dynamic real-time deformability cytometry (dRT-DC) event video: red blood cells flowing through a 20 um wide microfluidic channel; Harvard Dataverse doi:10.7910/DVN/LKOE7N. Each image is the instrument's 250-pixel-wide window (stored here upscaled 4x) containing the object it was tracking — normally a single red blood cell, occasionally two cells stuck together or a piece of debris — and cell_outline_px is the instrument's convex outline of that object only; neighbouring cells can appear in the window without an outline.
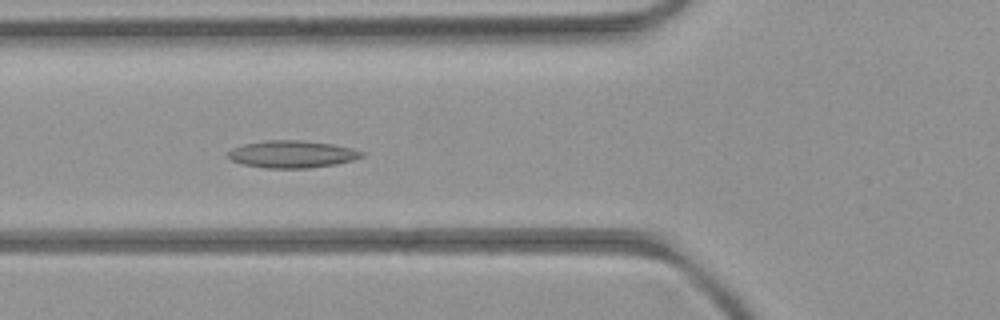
{"species": "common noctule bat (a hibernating species)", "species_latin": "Nyctalus noctula", "temperature_condition": "room temperature", "stored_images_in_passage": 7, "camera_frame_rate_fps": 3000, "um_per_image_px": 0.085, "animal": {"sex": "female", "body_mass_g": 21.9}, "frame": {"image": 1, "passage_image": 6, "time_ms": 5.667, "image_size_px": [1000, 320], "cell_outline_px": [[368, 152], [364, 156], [352, 160], [336, 164], [308, 168], [264, 168], [244, 164], [232, 160], [224, 156], [232, 148], [244, 144], [264, 140], [300, 140], [332, 144], [352, 148]], "centroid_in_image_um": [24.84, 13.1], "position_along_channel_um": 101.0, "area_um2": 21.39}}
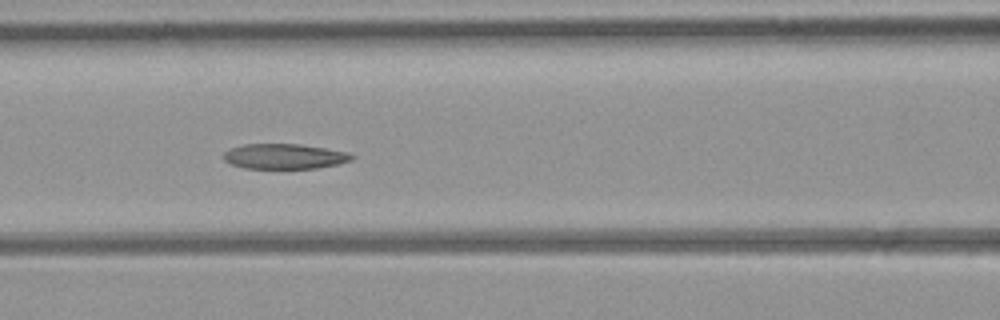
{"frame": {"image": 2, "passage_image": 7, "time_ms": 6.667, "image_size_px": [1000, 320], "cell_outline_px": [[356, 156], [352, 160], [340, 164], [316, 168], [244, 168], [232, 164], [224, 160], [224, 152], [228, 148], [244, 144], [300, 144], [348, 152]], "centroid_in_image_um": [24.19, 13.29], "position_along_channel_um": 142.4, "area_um2": 18.84}}